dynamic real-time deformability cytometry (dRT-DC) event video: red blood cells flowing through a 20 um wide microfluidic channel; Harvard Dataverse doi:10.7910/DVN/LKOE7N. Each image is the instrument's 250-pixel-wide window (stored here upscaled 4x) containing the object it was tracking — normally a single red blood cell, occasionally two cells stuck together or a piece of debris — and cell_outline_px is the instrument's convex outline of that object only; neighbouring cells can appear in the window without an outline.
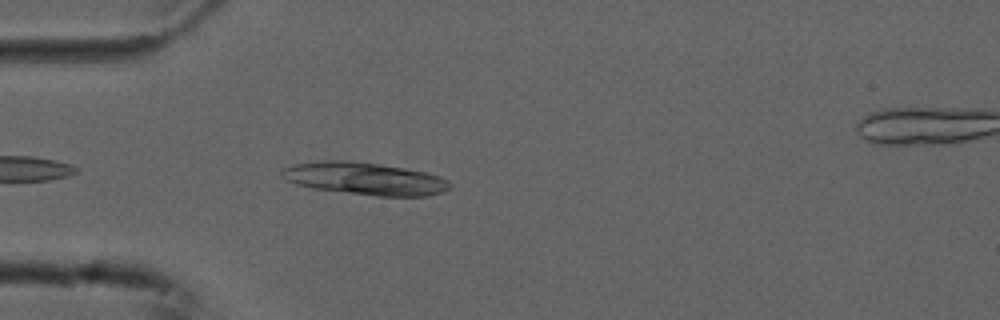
{"species": "common noctule bat (a hibernating species)", "species_latin": "Nyctalus noctula", "temperature_condition": "cold", "stored_images_in_passage": 39, "camera_frame_rate_fps": 3000, "um_per_image_px": 0.085, "animal": {"sex": "male", "forearm_length_mm": 52.5}, "frame": {"image": 1, "passage_image": 4, "time_ms": 1.0, "image_size_px": [1000, 320], "cell_outline_px": [[452, 184], [444, 192], [428, 196], [380, 196], [312, 188], [296, 184], [288, 180], [280, 172], [280, 168], [292, 164], [324, 160], [352, 160], [404, 168], [424, 172], [448, 180]], "centroid_in_image_um": [30.98, 15.17], "position_along_channel_um": 54.0, "area_um2": 31.62}}
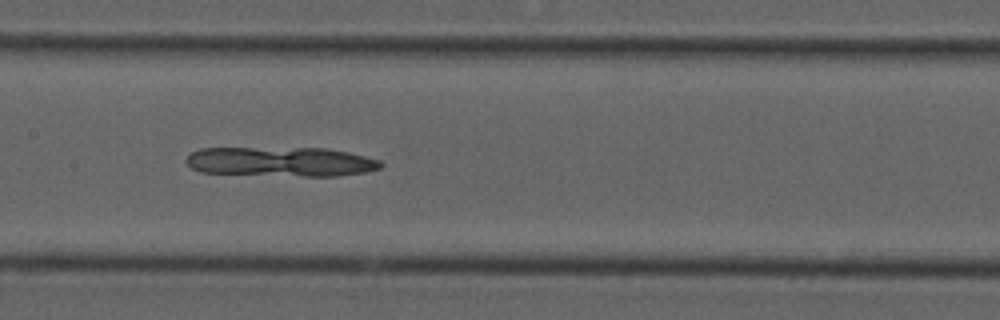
{"frame": {"image": 2, "passage_image": 15, "time_ms": 4.667, "image_size_px": [1000, 320], "cell_outline_px": [[384, 164], [380, 168], [364, 172], [340, 176], [304, 176], [200, 172], [192, 168], [184, 160], [192, 152], [200, 148], [324, 148], [348, 152], [380, 160]], "centroid_in_image_um": [23.88, 13.74], "position_along_channel_um": 183.5, "area_um2": 33.41}}
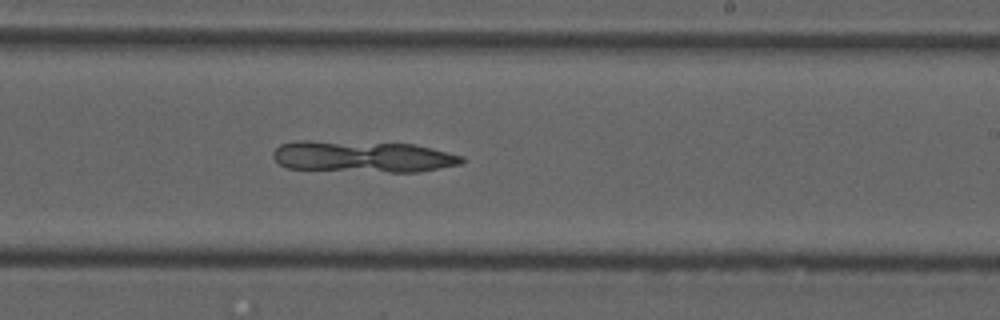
{"frame": {"image": 3, "passage_image": 21, "time_ms": 6.667, "image_size_px": [1000, 320], "cell_outline_px": [[464, 160], [460, 164], [420, 172], [388, 172], [288, 168], [280, 164], [272, 156], [272, 152], [280, 144], [296, 140], [312, 140], [412, 144], [432, 148], [464, 156]], "centroid_in_image_um": [30.83, 13.3], "position_along_channel_um": 258.2, "area_um2": 34.68}}